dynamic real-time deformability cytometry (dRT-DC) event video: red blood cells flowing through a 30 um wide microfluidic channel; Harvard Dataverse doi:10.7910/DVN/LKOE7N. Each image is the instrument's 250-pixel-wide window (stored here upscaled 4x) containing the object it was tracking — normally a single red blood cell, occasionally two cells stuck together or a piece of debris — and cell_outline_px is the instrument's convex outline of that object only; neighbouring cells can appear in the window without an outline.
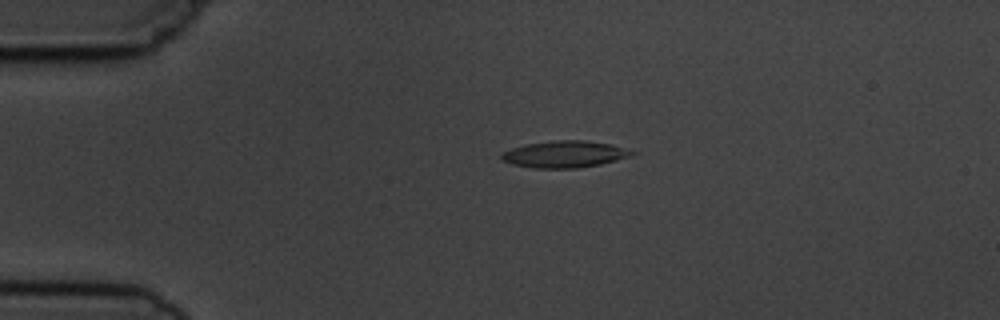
{"species": "common noctule bat (a hibernating species)", "species_latin": "Nyctalus noctula", "temperature_condition": "cold", "stored_images_in_passage": 4, "camera_frame_rate_fps": 3000, "um_per_image_px": 0.085, "animal": {"sex": "male", "body_mass_g": 19.5, "forearm_length_mm": 54.6}, "frame": {"image": 1, "passage_image": 3, "time_ms": 2.333, "image_size_px": [1000, 320], "cell_outline_px": [[640, 152], [616, 160], [600, 164], [580, 168], [536, 168], [512, 164], [500, 160], [500, 156], [504, 152], [512, 148], [524, 144], [552, 140], [584, 140], [612, 144]], "centroid_in_image_um": [48.0, 13.1], "position_along_channel_um": 37.0, "area_um2": 20.46}}